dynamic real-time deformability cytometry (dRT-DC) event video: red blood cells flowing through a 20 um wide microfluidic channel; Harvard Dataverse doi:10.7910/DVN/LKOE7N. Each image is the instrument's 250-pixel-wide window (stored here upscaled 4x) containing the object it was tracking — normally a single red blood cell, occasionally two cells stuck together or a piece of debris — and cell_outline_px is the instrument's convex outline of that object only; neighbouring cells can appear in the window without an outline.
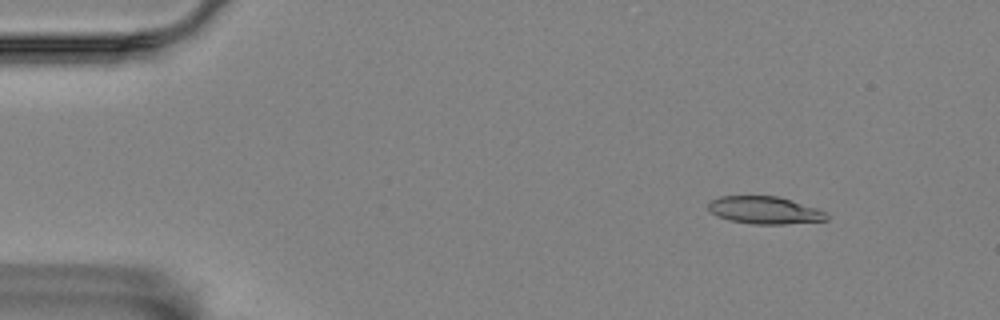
{"species": "Egyptian fruit bat (a non-hibernating species)", "species_latin": "Rousettus aegyptiacus", "temperature_condition": "room temperature", "stored_images_in_passage": 7, "camera_frame_rate_fps": 3000, "um_per_image_px": 0.085, "animal": {"sex": "female"}, "frame": {"image": 1, "passage_image": 2, "time_ms": 0.333, "image_size_px": [1000, 320], "cell_outline_px": [[828, 220], [784, 224], [752, 224], [728, 220], [712, 212], [708, 208], [708, 204], [712, 200], [720, 196], [780, 196], [828, 212]], "centroid_in_image_um": [65.04, 17.86], "position_along_channel_um": 20.0, "area_um2": 18.9}}
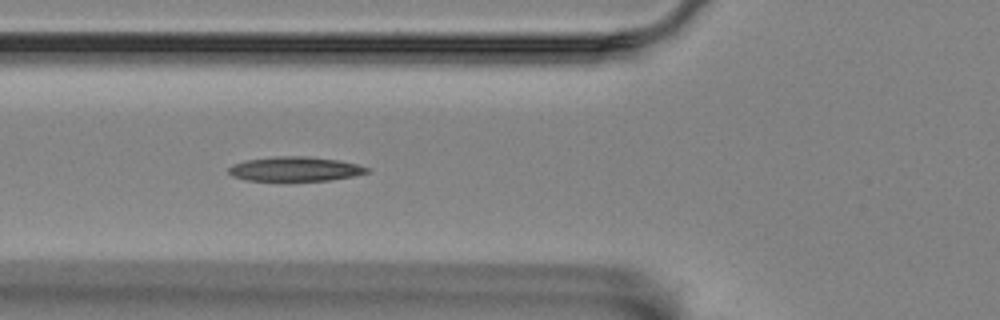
{"frame": {"image": 2, "passage_image": 6, "time_ms": 1.667, "image_size_px": [1000, 320], "cell_outline_px": [[368, 172], [352, 176], [328, 180], [248, 180], [232, 176], [228, 172], [228, 168], [232, 164], [244, 160], [276, 156], [304, 156], [336, 160], [356, 164], [368, 168]], "centroid_in_image_um": [25.01, 14.35], "position_along_channel_um": 100.8, "area_um2": 19.36}}
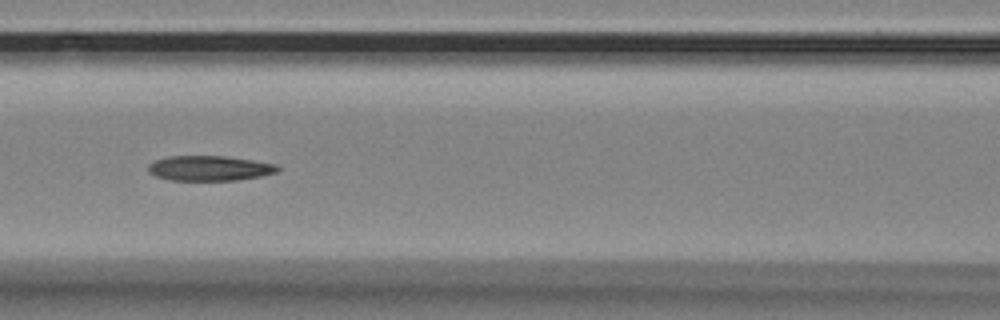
{"frame": {"image": 3, "passage_image": 7, "time_ms": 2.0, "image_size_px": [1000, 320], "cell_outline_px": [[280, 168], [276, 172], [260, 176], [236, 180], [168, 180], [156, 176], [148, 172], [148, 164], [156, 160], [168, 156], [224, 156], [252, 160], [276, 164]], "centroid_in_image_um": [17.78, 14.3], "position_along_channel_um": 148.8, "area_um2": 18.79}}